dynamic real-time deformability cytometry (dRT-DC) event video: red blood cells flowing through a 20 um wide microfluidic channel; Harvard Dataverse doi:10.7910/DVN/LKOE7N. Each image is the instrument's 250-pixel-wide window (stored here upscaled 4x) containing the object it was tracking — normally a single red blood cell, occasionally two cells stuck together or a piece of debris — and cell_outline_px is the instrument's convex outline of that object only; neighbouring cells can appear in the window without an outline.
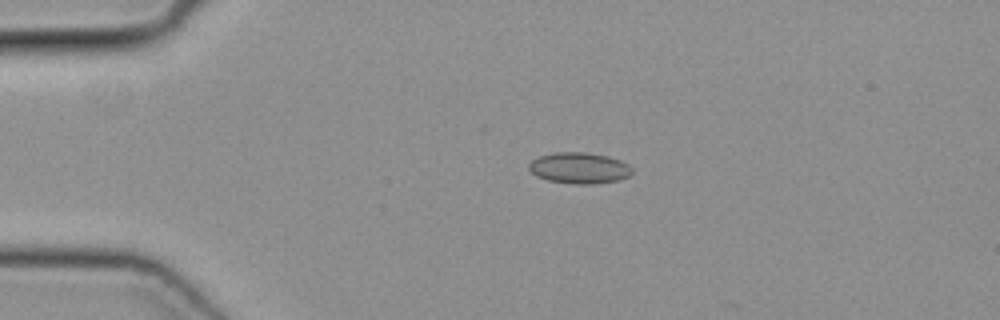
{"species": "common noctule bat (a hibernating species)", "species_latin": "Nyctalus noctula", "temperature_condition": "cold", "stored_images_in_passage": 9, "camera_frame_rate_fps": 3000, "um_per_image_px": 0.085, "animal": {"sex": "female", "body_mass_g": 19.3, "forearm_length_mm": 54.1}, "frame": {"image": 1, "passage_image": 1, "time_ms": 0.0, "image_size_px": [1000, 320], "cell_outline_px": [[632, 172], [628, 176], [620, 180], [592, 184], [576, 184], [548, 180], [536, 176], [528, 168], [528, 164], [532, 160], [540, 156], [556, 152], [584, 152], [608, 156], [620, 160], [628, 164], [632, 168]], "centroid_in_image_um": [49.24, 14.28], "position_along_channel_um": 35.8, "area_um2": 18.67}}
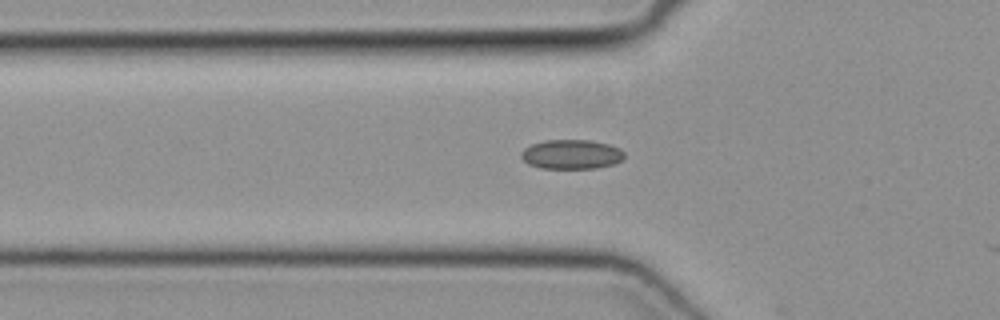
{"frame": {"image": 2, "passage_image": 7, "time_ms": 2.0, "image_size_px": [1000, 320], "cell_outline_px": [[624, 160], [612, 164], [596, 168], [540, 168], [528, 164], [520, 156], [520, 152], [524, 148], [532, 144], [544, 140], [592, 140], [608, 144], [620, 148], [624, 152]], "centroid_in_image_um": [48.57, 13.11], "position_along_channel_um": 77.2, "area_um2": 17.8}}